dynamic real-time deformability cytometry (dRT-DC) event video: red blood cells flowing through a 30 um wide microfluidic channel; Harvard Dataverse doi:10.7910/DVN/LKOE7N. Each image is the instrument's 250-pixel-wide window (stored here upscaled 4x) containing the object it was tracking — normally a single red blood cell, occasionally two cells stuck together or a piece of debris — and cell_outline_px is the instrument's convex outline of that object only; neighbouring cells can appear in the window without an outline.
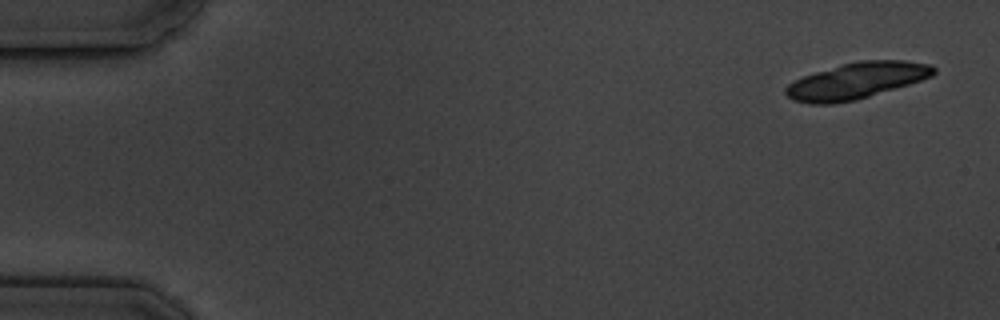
{"species": "common noctule bat (a hibernating species)", "species_latin": "Nyctalus noctula", "temperature_condition": "cold", "stored_images_in_passage": 5, "camera_frame_rate_fps": 3000, "um_per_image_px": 0.085, "animal": {"sex": "male", "body_mass_g": 19.5, "forearm_length_mm": 54.6}, "frame": {"image": 1, "passage_image": 1, "time_ms": 0.0, "image_size_px": [1000, 320], "cell_outline_px": [[936, 72], [932, 76], [908, 84], [856, 100], [832, 104], [808, 104], [792, 100], [784, 92], [784, 88], [788, 84], [804, 76], [840, 64], [860, 60], [904, 60], [932, 64], [936, 68]], "centroid_in_image_um": [72.8, 6.86], "position_along_channel_um": 12.2, "area_um2": 31.21}}